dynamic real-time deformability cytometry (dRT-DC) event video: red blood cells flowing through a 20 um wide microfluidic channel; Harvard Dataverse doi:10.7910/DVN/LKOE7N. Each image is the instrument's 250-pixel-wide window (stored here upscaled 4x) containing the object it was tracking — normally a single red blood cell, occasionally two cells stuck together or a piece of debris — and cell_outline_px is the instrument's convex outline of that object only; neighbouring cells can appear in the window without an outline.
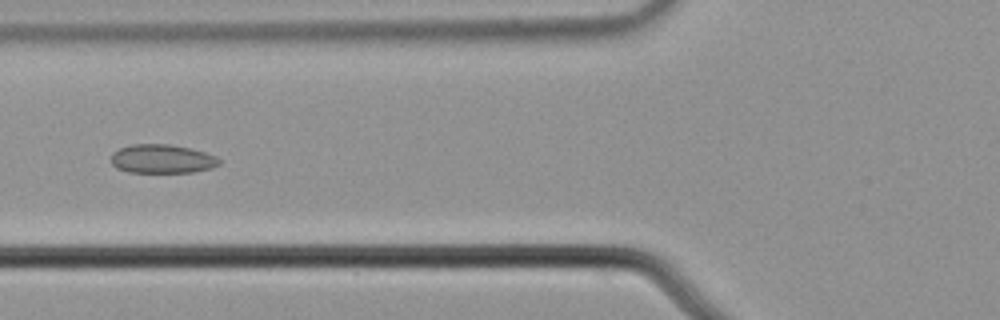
{"species": "common noctule bat (a hibernating species)", "species_latin": "Nyctalus noctula", "temperature_condition": "cold", "stored_images_in_passage": 8, "camera_frame_rate_fps": 3000, "um_per_image_px": 0.085, "animal": {"sex": "male", "body_mass_g": 21.5, "forearm_length_mm": 52.0}, "frame": {"image": 1, "passage_image": 4, "time_ms": 1.0, "image_size_px": [1000, 320], "cell_outline_px": [[220, 164], [212, 168], [192, 172], [128, 172], [116, 168], [112, 164], [112, 152], [120, 148], [132, 144], [168, 144], [188, 148], [204, 152], [216, 156], [220, 160]], "centroid_in_image_um": [13.77, 13.51], "position_along_channel_um": 112.0, "area_um2": 18.09}}
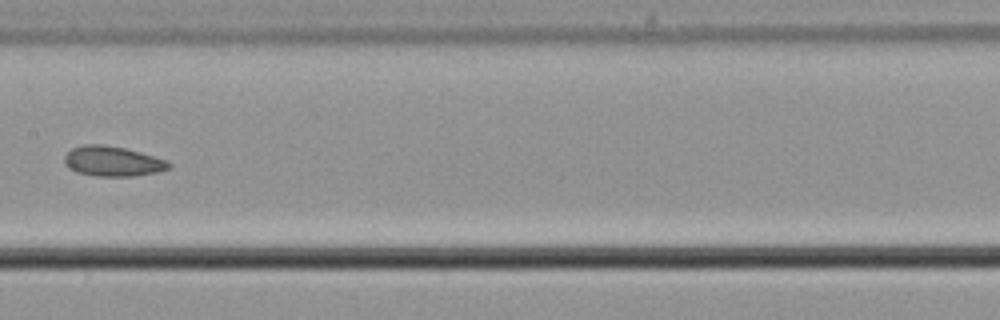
{"frame": {"image": 2, "passage_image": 6, "time_ms": 1.667, "image_size_px": [1000, 320], "cell_outline_px": [[172, 168], [156, 172], [132, 176], [96, 176], [76, 172], [68, 168], [64, 164], [64, 156], [72, 148], [84, 144], [100, 144], [124, 148], [140, 152], [164, 160], [172, 164]], "centroid_in_image_um": [9.53, 13.71], "position_along_channel_um": 197.9, "area_um2": 18.21}}
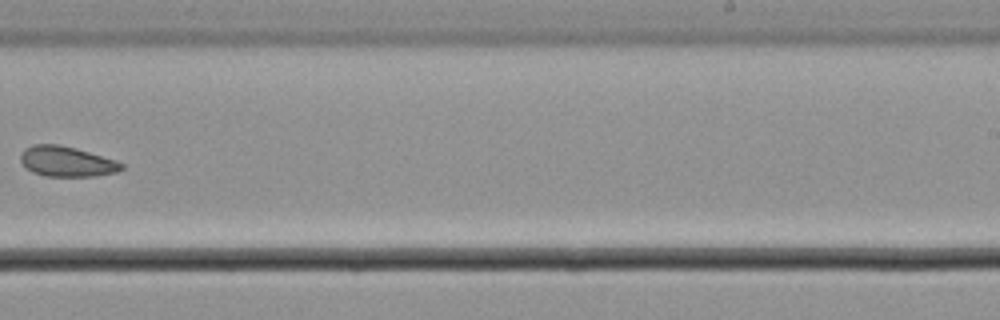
{"frame": {"image": 3, "passage_image": 8, "time_ms": 2.333, "image_size_px": [1000, 320], "cell_outline_px": [[124, 168], [116, 172], [96, 176], [44, 176], [32, 172], [24, 168], [20, 160], [20, 156], [24, 148], [32, 144], [60, 144], [76, 148], [116, 160], [124, 164]], "centroid_in_image_um": [5.64, 13.72], "position_along_channel_um": 283.4, "area_um2": 18.03}}